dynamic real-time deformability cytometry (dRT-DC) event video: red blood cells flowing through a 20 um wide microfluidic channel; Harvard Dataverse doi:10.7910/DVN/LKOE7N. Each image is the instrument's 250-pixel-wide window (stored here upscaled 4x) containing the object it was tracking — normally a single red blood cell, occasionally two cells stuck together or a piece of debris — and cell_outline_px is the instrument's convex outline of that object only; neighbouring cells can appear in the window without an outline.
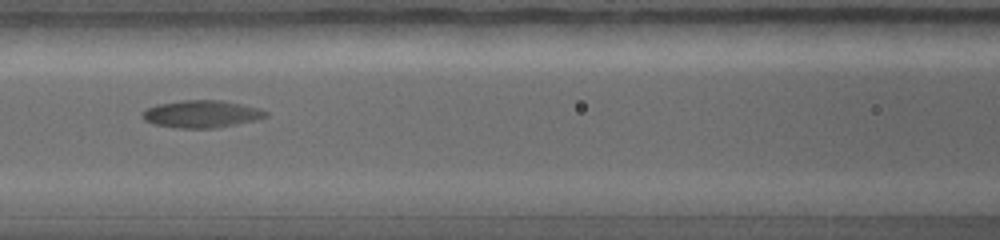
{"species": "common noctule bat (a hibernating species)", "species_latin": "Nyctalus noctula", "temperature_condition": "warm", "stored_images_in_passage": 7, "camera_frame_rate_fps": 5000, "um_per_image_px": 0.085, "animal": {"sex": "female", "body_mass_g": 19.0, "forearm_length_mm": 56.7}, "frame": {"image": 1, "passage_image": 5, "time_ms": 3.4, "image_size_px": [1000, 240], "cell_outline_px": [[268, 116], [236, 124], [216, 128], [184, 128], [156, 124], [144, 120], [140, 116], [148, 108], [156, 104], [184, 100], [224, 100], [260, 108], [268, 112]], "centroid_in_image_um": [17.15, 9.67], "position_along_channel_um": 149.5, "area_um2": 19.48}}
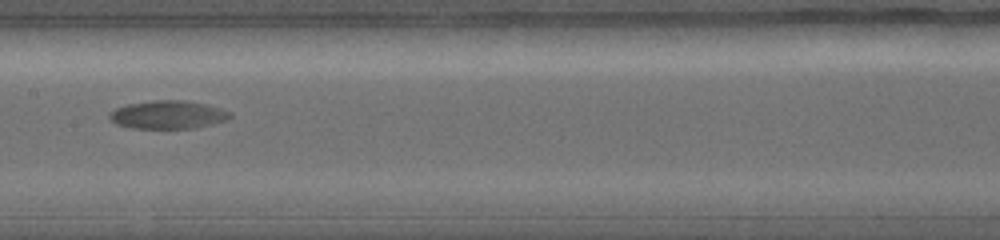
{"frame": {"image": 2, "passage_image": 6, "time_ms": 4.2, "image_size_px": [1000, 240], "cell_outline_px": [[232, 116], [228, 120], [196, 128], [132, 128], [116, 124], [108, 116], [116, 108], [128, 104], [156, 100], [184, 100], [208, 104], [232, 112]], "centroid_in_image_um": [14.34, 9.75], "position_along_channel_um": 193.1, "area_um2": 19.83}}
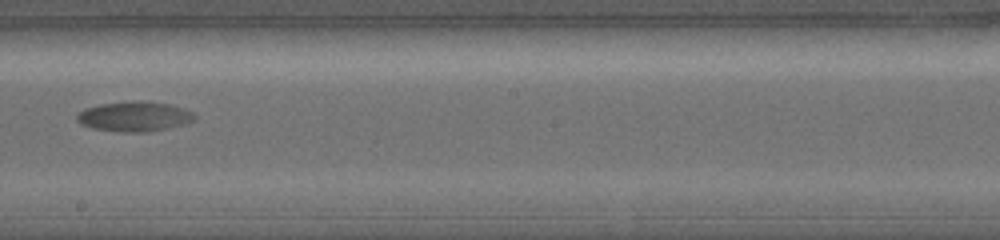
{"frame": {"image": 3, "passage_image": 7, "time_ms": 5.0, "image_size_px": [1000, 240], "cell_outline_px": [[196, 116], [192, 120], [184, 124], [168, 128], [144, 132], [124, 132], [92, 128], [80, 124], [76, 120], [76, 116], [84, 108], [100, 104], [168, 104], [184, 108], [192, 112]], "centroid_in_image_um": [11.39, 9.95], "position_along_channel_um": 236.8, "area_um2": 19.42}}